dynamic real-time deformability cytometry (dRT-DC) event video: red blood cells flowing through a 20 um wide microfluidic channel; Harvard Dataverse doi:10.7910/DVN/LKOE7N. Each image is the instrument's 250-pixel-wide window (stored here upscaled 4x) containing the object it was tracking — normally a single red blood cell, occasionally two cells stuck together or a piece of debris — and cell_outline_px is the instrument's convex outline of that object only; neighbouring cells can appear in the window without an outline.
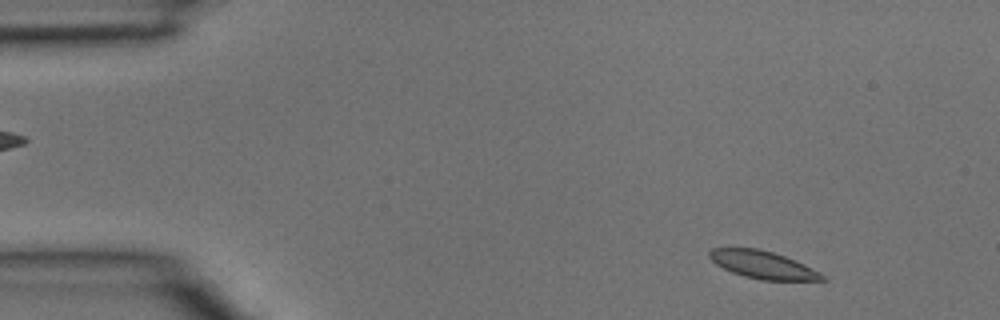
{"species": "common noctule bat (a hibernating species)", "species_latin": "Nyctalus noctula", "temperature_condition": "room temperature", "stored_images_in_passage": 12, "camera_frame_rate_fps": 3000, "um_per_image_px": 0.085, "animal": {"sex": "male", "body_mass_g": 15.6}, "frame": {"image": 1, "passage_image": 3, "time_ms": 0.667, "image_size_px": [1000, 320], "cell_outline_px": [[828, 280], [760, 280], [744, 276], [732, 272], [716, 264], [708, 256], [708, 252], [712, 248], [756, 248], [772, 252], [784, 256], [804, 264], [820, 272]], "centroid_in_image_um": [64.83, 22.51], "position_along_channel_um": 20.2, "area_um2": 17.98}}
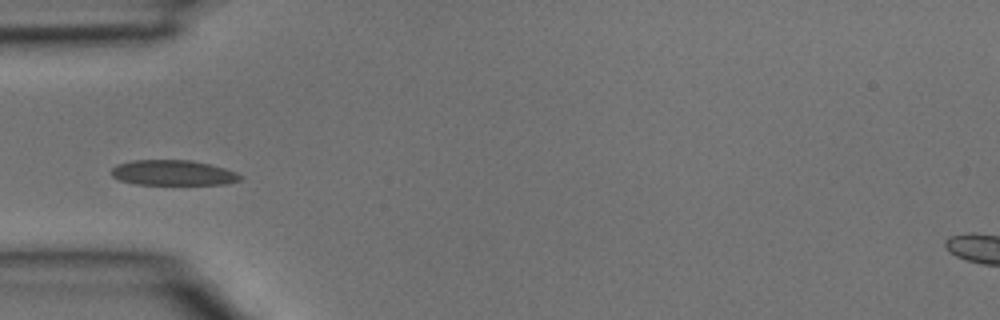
{"frame": {"image": 2, "passage_image": 11, "time_ms": 3.333, "image_size_px": [1000, 320], "cell_outline_px": [[244, 176], [240, 180], [228, 184], [136, 184], [120, 180], [112, 176], [112, 168], [116, 164], [132, 160], [192, 160], [224, 168], [236, 172]], "centroid_in_image_um": [14.72, 14.68], "position_along_channel_um": 70.3, "area_um2": 18.96}}